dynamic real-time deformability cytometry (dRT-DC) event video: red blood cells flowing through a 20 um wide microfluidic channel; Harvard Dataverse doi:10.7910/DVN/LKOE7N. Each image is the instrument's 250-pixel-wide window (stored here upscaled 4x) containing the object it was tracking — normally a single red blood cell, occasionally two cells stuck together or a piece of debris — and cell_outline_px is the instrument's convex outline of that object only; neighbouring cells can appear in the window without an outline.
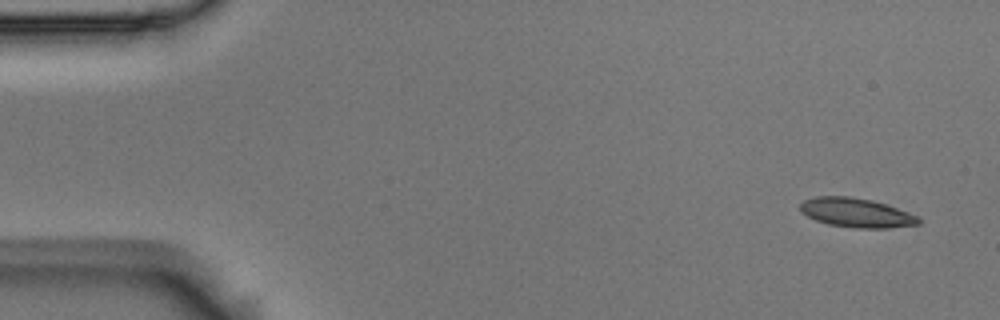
{"species": "Egyptian fruit bat (a non-hibernating species)", "species_latin": "Rousettus aegyptiacus", "temperature_condition": "room temperature", "stored_images_in_passage": 5, "camera_frame_rate_fps": 3000, "um_per_image_px": 0.085, "animal": {"sex": "male"}, "frame": {"image": 1, "passage_image": 1, "time_ms": 0.0, "image_size_px": [1000, 320], "cell_outline_px": [[920, 224], [888, 228], [856, 228], [828, 224], [816, 220], [800, 212], [800, 204], [804, 200], [816, 196], [848, 196], [872, 200], [896, 208], [916, 216], [920, 220]], "centroid_in_image_um": [72.74, 18.08], "position_along_channel_um": 12.3, "area_um2": 19.94}}
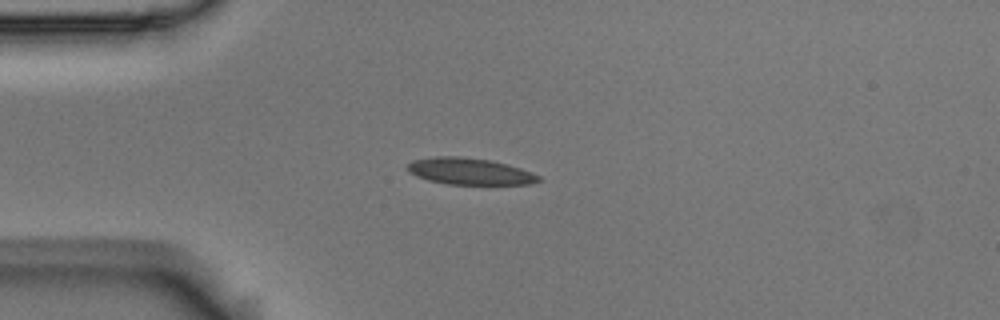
{"frame": {"image": 2, "passage_image": 4, "time_ms": 1.0, "image_size_px": [1000, 320], "cell_outline_px": [[540, 180], [528, 184], [448, 184], [428, 180], [416, 176], [408, 172], [408, 164], [412, 160], [436, 156], [460, 156], [492, 160], [520, 168], [540, 176]], "centroid_in_image_um": [39.88, 14.55], "position_along_channel_um": 45.1, "area_um2": 20.23}}